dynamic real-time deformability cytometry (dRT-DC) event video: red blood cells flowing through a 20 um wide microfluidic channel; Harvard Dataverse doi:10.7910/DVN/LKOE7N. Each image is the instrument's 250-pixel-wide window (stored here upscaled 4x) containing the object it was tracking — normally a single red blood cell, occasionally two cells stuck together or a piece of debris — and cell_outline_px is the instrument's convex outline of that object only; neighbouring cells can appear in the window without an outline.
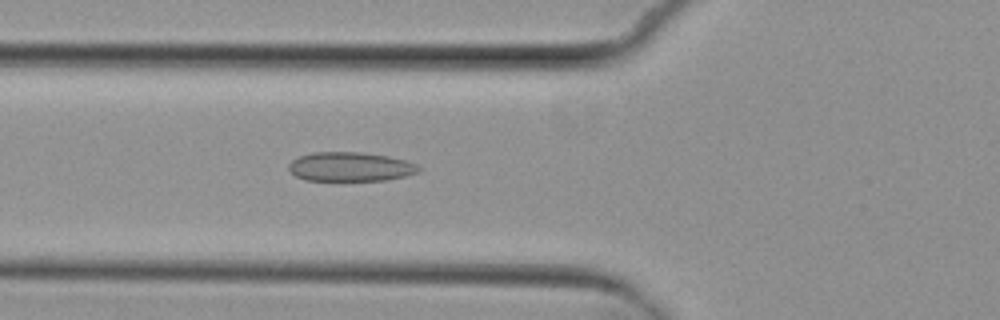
{"species": "common noctule bat (a hibernating species)", "species_latin": "Nyctalus noctula", "temperature_condition": "cold", "stored_images_in_passage": 5, "camera_frame_rate_fps": 3000, "um_per_image_px": 0.085, "animal": {"sex": "female", "body_mass_g": 29.2, "forearm_length_mm": 56.3}, "frame": {"image": 1, "passage_image": 5, "time_ms": 4.667, "image_size_px": [1000, 320], "cell_outline_px": [[420, 172], [388, 180], [304, 180], [296, 176], [288, 168], [288, 164], [292, 160], [300, 156], [312, 152], [360, 152], [388, 156], [404, 160], [416, 164], [420, 168]], "centroid_in_image_um": [29.77, 14.17], "position_along_channel_um": 96.0, "area_um2": 22.02}}